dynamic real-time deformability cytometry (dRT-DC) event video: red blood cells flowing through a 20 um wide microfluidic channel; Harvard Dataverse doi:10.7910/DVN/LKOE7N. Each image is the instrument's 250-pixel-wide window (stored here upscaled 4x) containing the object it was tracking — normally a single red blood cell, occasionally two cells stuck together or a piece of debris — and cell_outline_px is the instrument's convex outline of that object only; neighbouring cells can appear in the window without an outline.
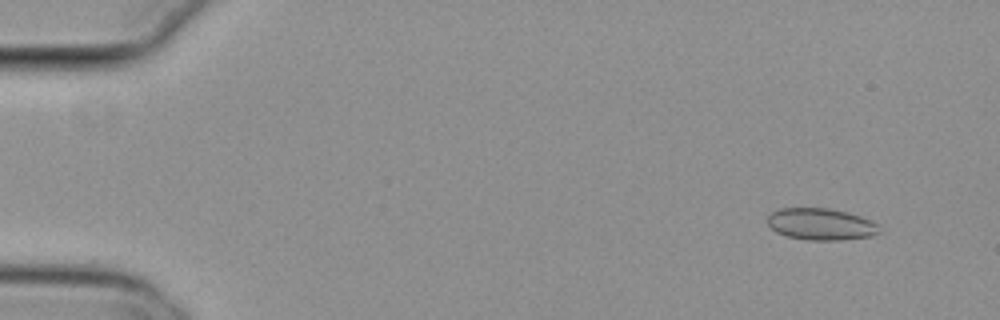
{"species": "common noctule bat (a hibernating species)", "species_latin": "Nyctalus noctula", "temperature_condition": "cold", "stored_images_in_passage": 9, "camera_frame_rate_fps": 3000, "um_per_image_px": 0.085, "animal": {"sex": "female", "body_mass_g": 29.2, "forearm_length_mm": 56.3}, "frame": {"image": 1, "passage_image": 1, "time_ms": 0.0, "image_size_px": [1000, 320], "cell_outline_px": [[880, 232], [872, 236], [840, 240], [808, 240], [788, 236], [776, 232], [768, 224], [768, 216], [772, 212], [780, 208], [828, 208], [848, 212], [872, 220], [876, 224]], "centroid_in_image_um": [69.78, 19.05], "position_along_channel_um": 15.2, "area_um2": 20.63}}